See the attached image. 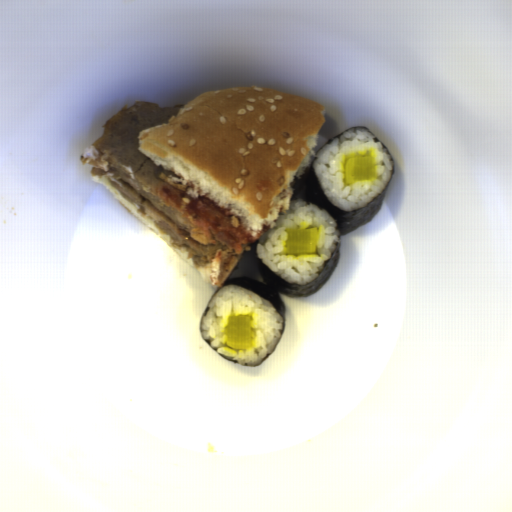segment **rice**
<instances>
[{"mask_svg": "<svg viewBox=\"0 0 512 512\" xmlns=\"http://www.w3.org/2000/svg\"><path fill=\"white\" fill-rule=\"evenodd\" d=\"M253 313L256 326L253 332L257 336L254 348L239 353L223 349L221 331L231 313ZM283 326L282 317L275 307L251 290L227 285L219 289L209 302V309L201 324L202 336L217 347V353L238 360L240 363L257 364L264 360L268 353L279 342Z\"/></svg>", "mask_w": 512, "mask_h": 512, "instance_id": "1", "label": "rice"}, {"mask_svg": "<svg viewBox=\"0 0 512 512\" xmlns=\"http://www.w3.org/2000/svg\"><path fill=\"white\" fill-rule=\"evenodd\" d=\"M371 148L377 163L376 181H357L346 188L338 170L343 156L347 153H363ZM313 166L327 198L345 211L368 204L384 190L393 170L392 160L381 143L375 142L372 133L366 129L357 128L323 146Z\"/></svg>", "mask_w": 512, "mask_h": 512, "instance_id": "2", "label": "rice"}, {"mask_svg": "<svg viewBox=\"0 0 512 512\" xmlns=\"http://www.w3.org/2000/svg\"><path fill=\"white\" fill-rule=\"evenodd\" d=\"M302 221L308 222V227L314 226L319 230L318 256H303L299 259L284 257L283 242L287 240L284 230ZM335 225V220L326 210L291 199L290 208L277 218L276 227L270 230L265 243L257 244V254L264 264L285 280L304 284L316 278L321 264L331 257L334 239L338 236Z\"/></svg>", "mask_w": 512, "mask_h": 512, "instance_id": "3", "label": "rice"}]
</instances>
